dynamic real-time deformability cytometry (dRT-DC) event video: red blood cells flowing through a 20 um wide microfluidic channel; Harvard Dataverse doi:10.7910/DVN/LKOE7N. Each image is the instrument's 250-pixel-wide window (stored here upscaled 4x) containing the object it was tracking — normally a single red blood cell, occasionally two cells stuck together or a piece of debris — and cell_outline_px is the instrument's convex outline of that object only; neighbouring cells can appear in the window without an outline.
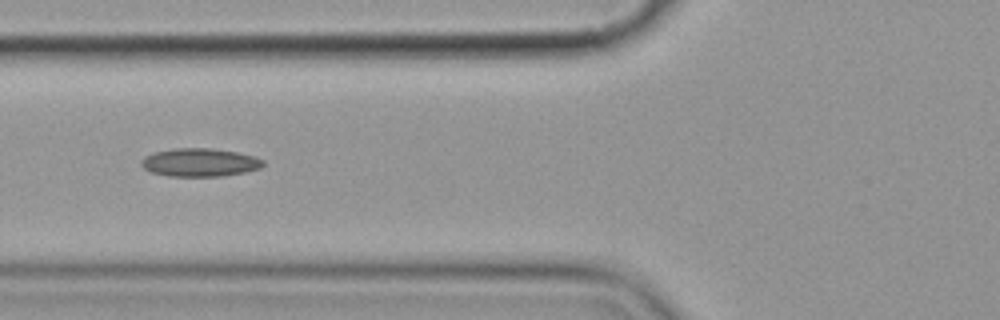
{"species": "common noctule bat (a hibernating species)", "species_latin": "Nyctalus noctula", "temperature_condition": "cold", "stored_images_in_passage": 7, "camera_frame_rate_fps": 3000, "um_per_image_px": 0.085, "animal": {"sex": "female", "body_mass_g": 19.9}, "frame": {"image": 1, "passage_image": 6, "time_ms": 6.667, "image_size_px": [1000, 320], "cell_outline_px": [[264, 164], [260, 168], [244, 172], [220, 176], [168, 176], [152, 172], [144, 168], [140, 164], [148, 156], [156, 152], [176, 148], [212, 148], [236, 152], [252, 156], [264, 160]], "centroid_in_image_um": [17.01, 13.81], "position_along_channel_um": 108.8, "area_um2": 19.65}}
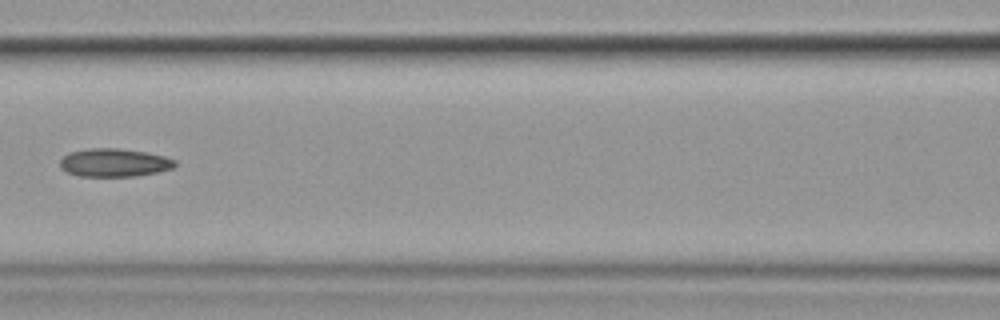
{"frame": {"image": 2, "passage_image": 7, "time_ms": 8.0, "image_size_px": [1000, 320], "cell_outline_px": [[176, 164], [172, 168], [156, 172], [132, 176], [80, 176], [68, 172], [60, 168], [60, 160], [68, 152], [88, 148], [120, 148], [144, 152], [164, 156], [176, 160]], "centroid_in_image_um": [9.68, 13.81], "position_along_channel_um": 156.9, "area_um2": 18.79}}